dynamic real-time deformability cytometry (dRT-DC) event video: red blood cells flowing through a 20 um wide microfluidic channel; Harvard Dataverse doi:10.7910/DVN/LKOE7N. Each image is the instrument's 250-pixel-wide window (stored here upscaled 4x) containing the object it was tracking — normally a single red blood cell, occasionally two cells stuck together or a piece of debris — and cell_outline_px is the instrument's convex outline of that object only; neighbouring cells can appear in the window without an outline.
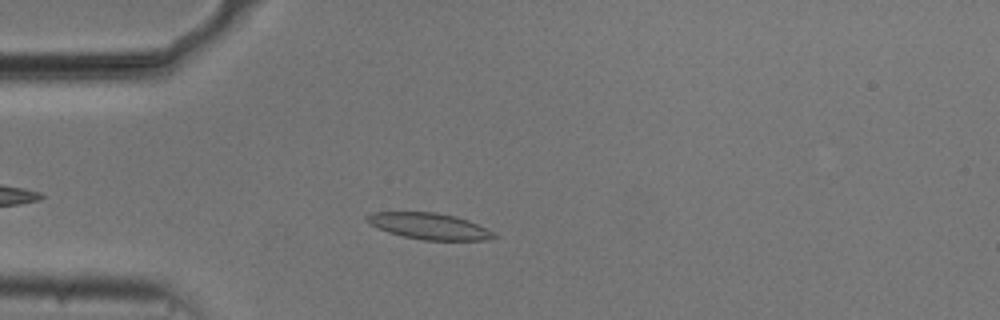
{"species": "common noctule bat (a hibernating species)", "species_latin": "Nyctalus noctula", "temperature_condition": "cold", "stored_images_in_passage": 48, "camera_frame_rate_fps": 3000, "um_per_image_px": 0.085, "animal": {"sex": "male", "body_mass_g": 20.5, "forearm_length_mm": 52.5}, "frame": {"image": 1, "passage_image": 8, "time_ms": 2.333, "image_size_px": [1000, 320], "cell_outline_px": [[500, 236], [484, 240], [424, 240], [404, 236], [388, 232], [368, 224], [364, 220], [364, 216], [372, 212], [436, 212], [456, 216], [468, 220]], "centroid_in_image_um": [36.42, 19.21], "position_along_channel_um": 48.6, "area_um2": 19.42}}
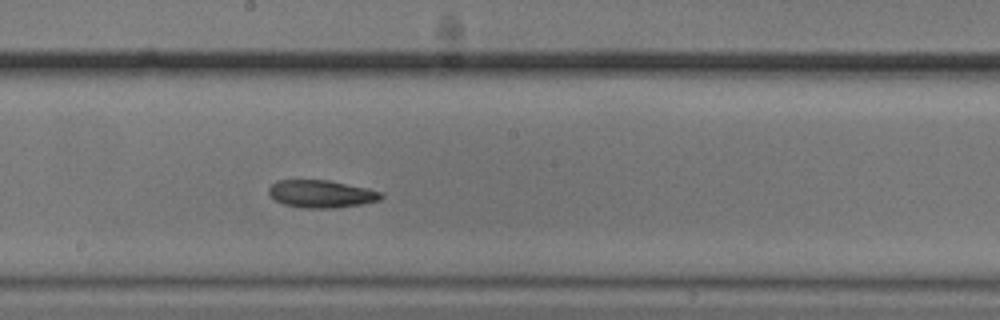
{"frame": {"image": 2, "passage_image": 23, "time_ms": 7.333, "image_size_px": [1000, 320], "cell_outline_px": [[384, 196], [380, 200], [360, 204], [336, 208], [300, 208], [284, 204], [276, 200], [268, 192], [268, 188], [272, 184], [280, 180], [328, 180], [384, 192]], "centroid_in_image_um": [27.32, 16.49], "position_along_channel_um": 220.9, "area_um2": 17.98}}
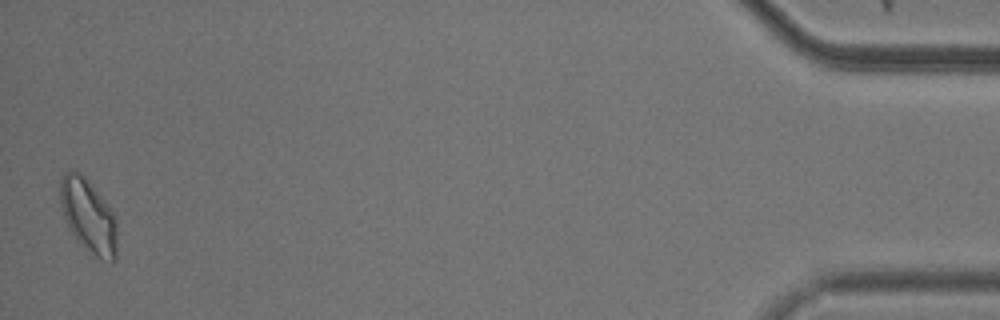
{"frame": {"image": 3, "passage_image": 47, "time_ms": 15.333, "image_size_px": [1000, 320], "cell_outline_px": [[116, 260], [112, 264], [96, 256], [76, 240], [68, 228], [64, 220], [60, 204], [60, 176], [64, 172], [72, 168], [80, 172], [84, 176], [104, 200], [116, 216]], "centroid_in_image_um": [7.49, 18.33], "position_along_channel_um": 427.7, "area_um2": 24.68}, "authors_computed_cell_mechanics": {"area_um2": 18.9584, "velocity_mm_per_s": 3.7157, "shape_relaxation_time_tau1_ms": 5.784, "shape_relaxation_time_tau2_ms": 2.7632, "deformation_change_tau1": 0.1257, "deformation_change_tau2": 0.0903}}